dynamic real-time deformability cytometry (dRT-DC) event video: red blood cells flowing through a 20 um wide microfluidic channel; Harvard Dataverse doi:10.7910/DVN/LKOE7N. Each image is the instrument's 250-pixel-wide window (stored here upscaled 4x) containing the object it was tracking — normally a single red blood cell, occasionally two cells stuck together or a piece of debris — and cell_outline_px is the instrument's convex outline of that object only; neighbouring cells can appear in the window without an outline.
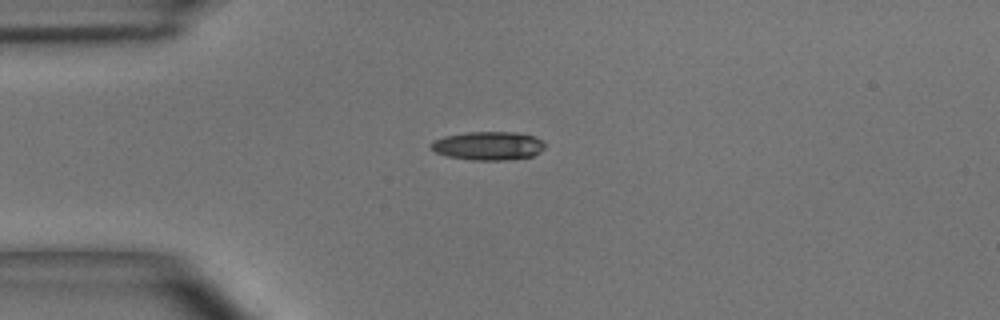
{"species": "common noctule bat (a hibernating species)", "species_latin": "Nyctalus noctula", "temperature_condition": "room temperature", "stored_images_in_passage": 40, "camera_frame_rate_fps": 3000, "um_per_image_px": 0.085, "animal": {"sex": "male", "body_mass_g": 15.6}, "frame": {"image": 1, "passage_image": 2, "time_ms": 0.333, "image_size_px": [1000, 320], "cell_outline_px": [[544, 148], [540, 152], [532, 156], [508, 160], [472, 160], [448, 156], [436, 152], [432, 148], [432, 140], [444, 136], [468, 132], [516, 132], [532, 136], [540, 140], [544, 144]], "centroid_in_image_um": [41.5, 12.39], "position_along_channel_um": 43.5, "area_um2": 18.79}}
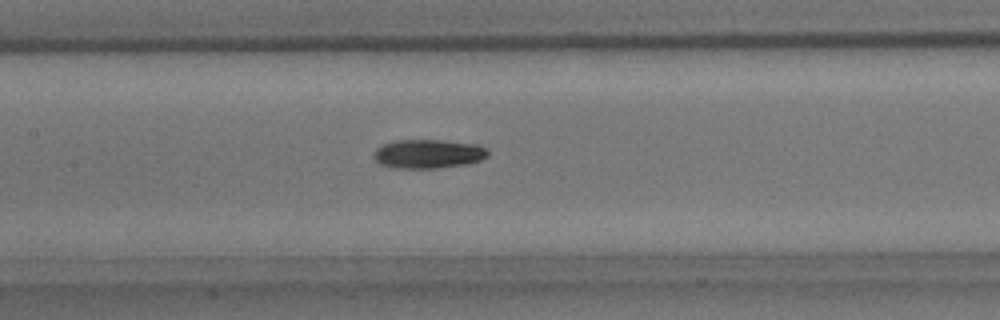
{"frame": {"image": 2, "passage_image": 13, "time_ms": 4.0, "image_size_px": [1000, 320], "cell_outline_px": [[488, 156], [480, 160], [464, 164], [436, 168], [396, 168], [380, 164], [372, 156], [372, 152], [380, 144], [396, 140], [440, 140], [476, 144], [484, 148], [488, 152]], "centroid_in_image_um": [36.32, 13.07], "position_along_channel_um": 171.1, "area_um2": 19.25}}
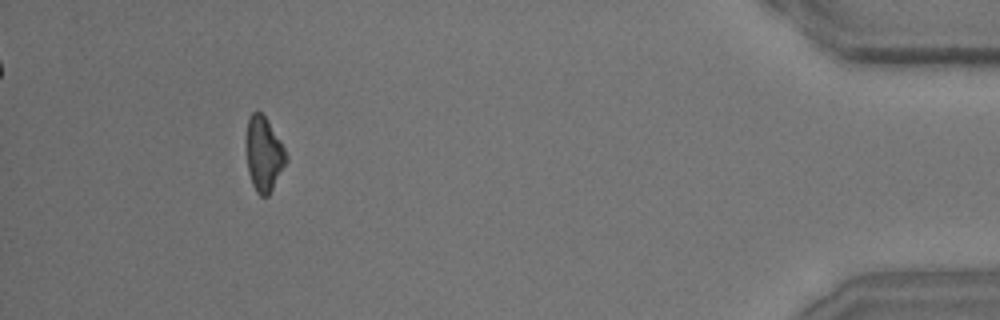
{"frame": {"image": 3, "passage_image": 36, "time_ms": 11.667, "image_size_px": [1000, 320], "cell_outline_px": [[288, 160], [268, 196], [260, 196], [256, 192], [252, 184], [248, 172], [244, 144], [248, 120], [252, 112], [256, 108], [268, 120], [280, 140], [288, 156]], "centroid_in_image_um": [22.39, 13.07], "position_along_channel_um": 412.8, "area_um2": 17.74}}